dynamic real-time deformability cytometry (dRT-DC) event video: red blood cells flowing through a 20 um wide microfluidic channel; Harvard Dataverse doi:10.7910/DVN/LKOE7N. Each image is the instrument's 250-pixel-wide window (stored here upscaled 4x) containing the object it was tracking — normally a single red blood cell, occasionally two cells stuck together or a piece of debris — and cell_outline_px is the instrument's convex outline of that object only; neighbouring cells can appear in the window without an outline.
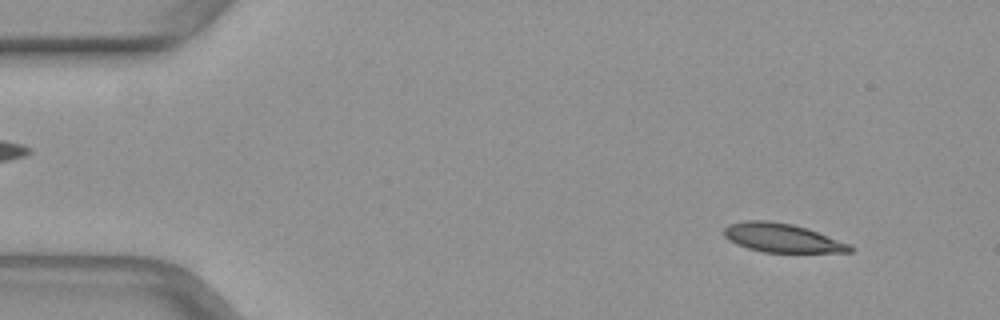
{"species": "common noctule bat (a hibernating species)", "species_latin": "Nyctalus noctula", "temperature_condition": "warm", "stored_images_in_passage": 48, "camera_frame_rate_fps": 3000, "um_per_image_px": 0.085, "animal": {"sex": "female", "body_mass_g": 29.2, "forearm_length_mm": 56.3}, "frame": {"image": 1, "passage_image": 3, "time_ms": 0.667, "image_size_px": [1000, 320], "cell_outline_px": [[852, 252], [764, 252], [748, 248], [736, 244], [728, 240], [724, 236], [724, 228], [728, 224], [744, 220], [772, 220], [792, 224], [816, 232], [848, 244], [852, 248]], "centroid_in_image_um": [66.38, 20.21], "position_along_channel_um": 18.6, "area_um2": 20.87}}
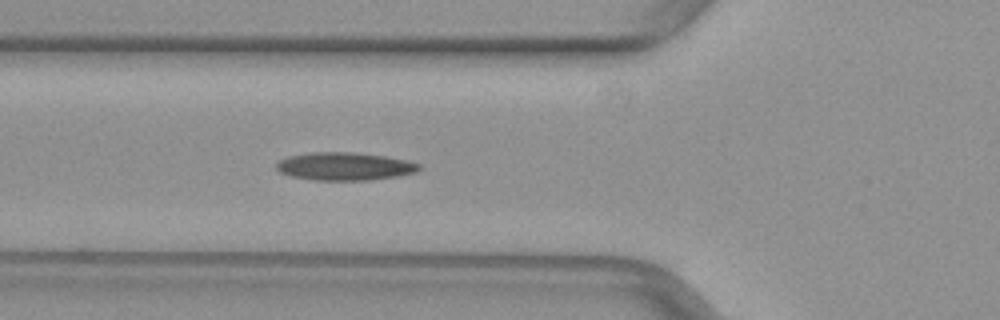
{"frame": {"image": 2, "passage_image": 16, "time_ms": 5.0, "image_size_px": [1000, 320], "cell_outline_px": [[420, 168], [416, 172], [396, 176], [368, 180], [312, 180], [292, 176], [280, 172], [276, 168], [276, 164], [280, 160], [288, 156], [312, 152], [352, 152], [384, 156], [408, 160], [420, 164]], "centroid_in_image_um": [29.29, 14.13], "position_along_channel_um": 96.5, "area_um2": 23.12}}
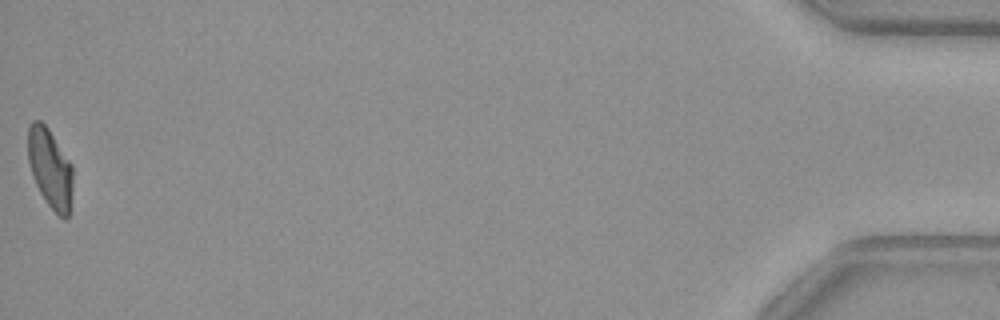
{"frame": {"image": 3, "passage_image": 48, "time_ms": 15.667, "image_size_px": [1000, 320], "cell_outline_px": [[72, 192], [68, 216], [64, 220], [48, 204], [40, 192], [32, 176], [28, 160], [28, 124], [32, 120], [40, 120], [48, 128], [72, 164]], "centroid_in_image_um": [4.25, 14.27], "position_along_channel_um": 431.0, "area_um2": 20.69}}